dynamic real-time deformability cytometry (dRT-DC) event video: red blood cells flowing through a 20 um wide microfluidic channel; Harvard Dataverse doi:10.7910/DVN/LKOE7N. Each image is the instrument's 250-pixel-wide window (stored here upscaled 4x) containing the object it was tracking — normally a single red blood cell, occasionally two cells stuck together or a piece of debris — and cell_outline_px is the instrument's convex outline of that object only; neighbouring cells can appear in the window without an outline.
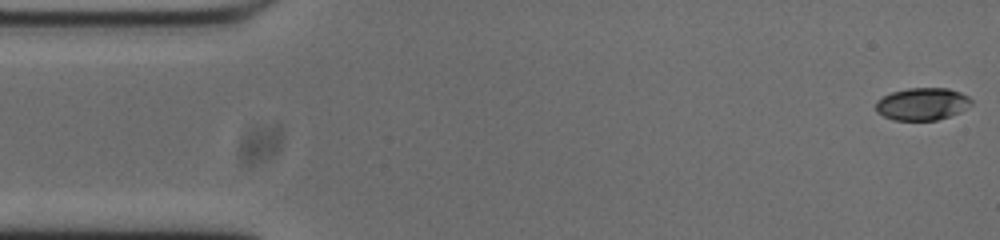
{"species": "common noctule bat (a hibernating species)", "species_latin": "Nyctalus noctula", "temperature_condition": "cold", "stored_images_in_passage": 53, "camera_frame_rate_fps": 3000, "um_per_image_px": 0.085, "animal": {"sex": "male", "body_mass_g": 20.0, "forearm_length_mm": 53.3}, "frame": {"image": 1, "passage_image": 1, "time_ms": 0.0, "image_size_px": [1000, 240], "cell_outline_px": [[972, 104], [960, 112], [936, 120], [892, 120], [876, 112], [876, 100], [892, 92], [908, 88], [948, 88], [960, 92], [968, 96], [972, 100]], "centroid_in_image_um": [78.39, 8.83], "position_along_channel_um": 6.6, "area_um2": 18.03}}
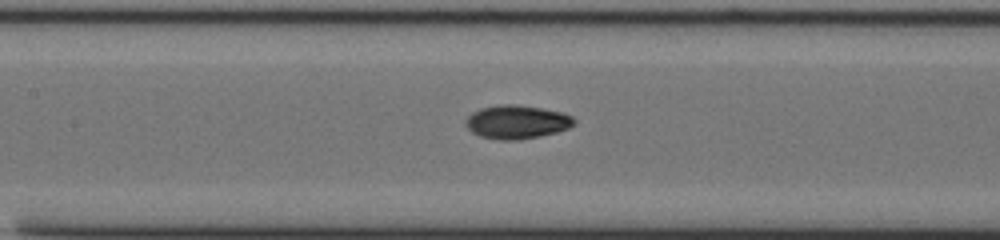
{"frame": {"image": 2, "passage_image": 23, "time_ms": 7.333, "image_size_px": [1000, 240], "cell_outline_px": [[576, 124], [568, 128], [556, 132], [540, 136], [516, 140], [500, 140], [480, 136], [472, 132], [464, 124], [464, 120], [472, 112], [480, 108], [496, 104], [516, 104], [564, 112], [572, 116], [576, 120]], "centroid_in_image_um": [43.92, 10.35], "position_along_channel_um": 163.5, "area_um2": 21.44}}
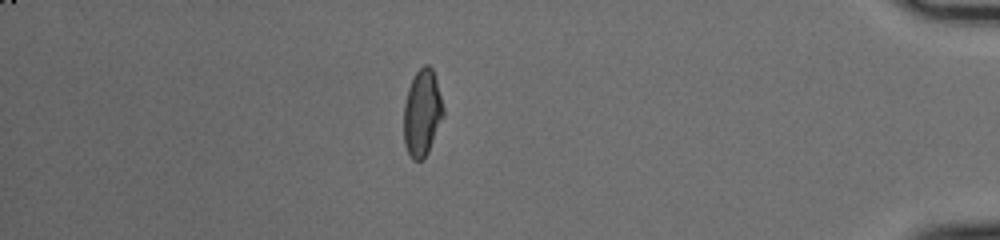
{"frame": {"image": 3, "passage_image": 46, "time_ms": 15.0, "image_size_px": [1000, 240], "cell_outline_px": [[444, 116], [428, 152], [420, 160], [412, 160], [404, 144], [404, 104], [408, 88], [416, 72], [424, 64], [428, 64], [432, 68], [436, 80], [444, 108]], "centroid_in_image_um": [35.88, 9.59], "position_along_channel_um": 399.3, "area_um2": 19.88}, "authors_computed_cell_mechanics": {"area_um2": 19.941, "velocity_mm_per_s": 3.7434, "shape_relaxation_time_tau1_ms": 9.2795, "shape_relaxation_time_tau2_ms": 2.1748, "deformation_change_tau1": 0.2428, "deformation_change_tau2": 0.0562}}